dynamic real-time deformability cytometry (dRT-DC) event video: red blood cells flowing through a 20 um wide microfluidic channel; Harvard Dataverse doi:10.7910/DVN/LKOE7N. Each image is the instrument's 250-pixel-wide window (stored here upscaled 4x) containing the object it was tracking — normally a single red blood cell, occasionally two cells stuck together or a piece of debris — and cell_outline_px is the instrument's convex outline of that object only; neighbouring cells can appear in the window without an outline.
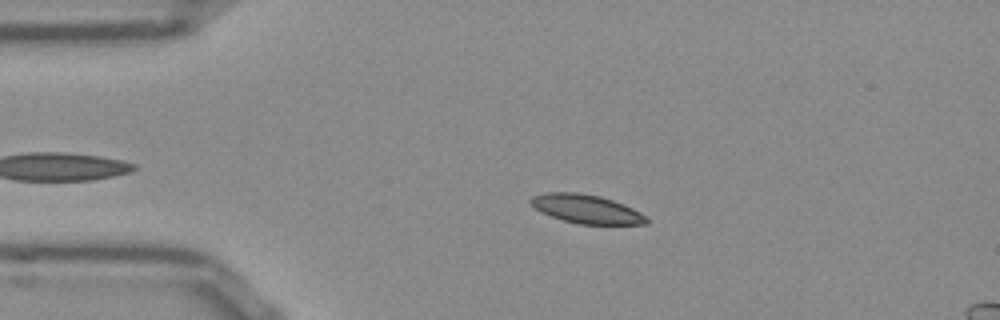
{"species": "Egyptian fruit bat (a non-hibernating species)", "species_latin": "Rousettus aegyptiacus", "temperature_condition": "room temperature", "stored_images_in_passage": 47, "camera_frame_rate_fps": 3000, "um_per_image_px": 0.085, "frame": {"image": 1, "passage_image": 10, "time_ms": 3.0, "image_size_px": [1000, 320], "cell_outline_px": [[648, 224], [580, 224], [564, 220], [540, 212], [528, 200], [532, 196], [544, 192], [576, 192], [600, 196], [624, 204], [648, 216]], "centroid_in_image_um": [49.85, 17.75], "position_along_channel_um": 35.2, "area_um2": 19.36}}
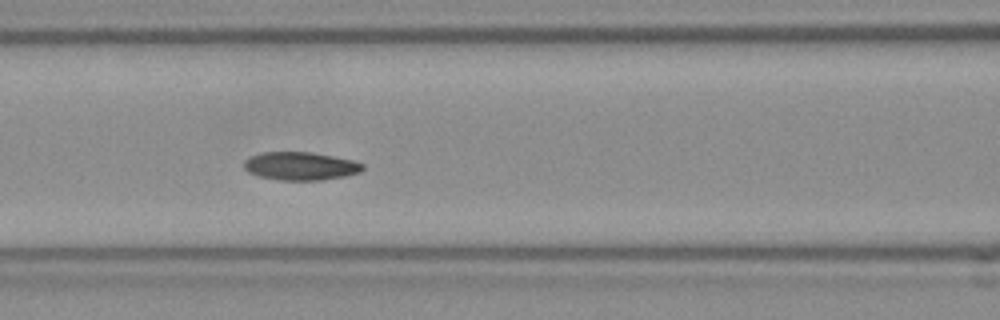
{"frame": {"image": 2, "passage_image": 21, "time_ms": 6.667, "image_size_px": [1000, 320], "cell_outline_px": [[364, 168], [360, 172], [344, 176], [320, 180], [280, 180], [260, 176], [248, 172], [244, 168], [244, 160], [252, 156], [264, 152], [308, 152], [332, 156], [352, 160], [364, 164]], "centroid_in_image_um": [25.54, 14.11], "position_along_channel_um": 141.1, "area_um2": 19.25}}
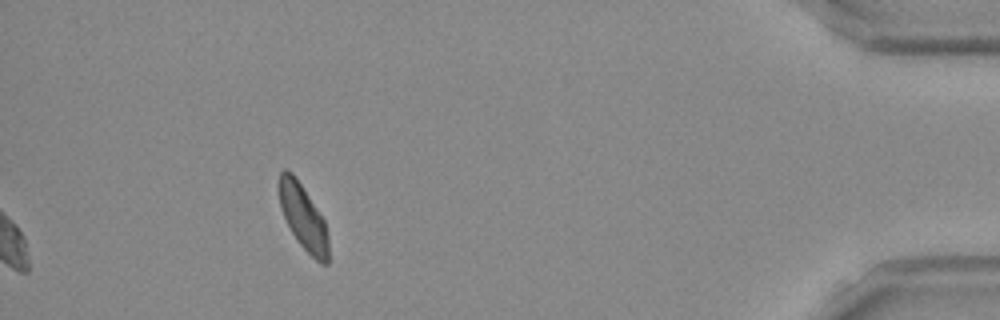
{"frame": {"image": 3, "passage_image": 47, "time_ms": 15.333, "image_size_px": [1000, 320], "cell_outline_px": [[328, 264], [320, 264], [296, 240], [280, 208], [276, 188], [276, 184], [280, 172], [284, 168], [292, 172], [324, 220], [328, 236]], "centroid_in_image_um": [25.72, 18.42], "position_along_channel_um": 409.5, "area_um2": 18.79}, "authors_computed_cell_mechanics": {"area_um2": 19.5364, "velocity_mm_per_s": 3.8168, "shape_relaxation_time_tau1_ms": 2.698, "shape_relaxation_time_tau2_ms": 3.9641, "deformation_change_tau1": 0.1078, "deformation_change_tau2": 0.0878}}